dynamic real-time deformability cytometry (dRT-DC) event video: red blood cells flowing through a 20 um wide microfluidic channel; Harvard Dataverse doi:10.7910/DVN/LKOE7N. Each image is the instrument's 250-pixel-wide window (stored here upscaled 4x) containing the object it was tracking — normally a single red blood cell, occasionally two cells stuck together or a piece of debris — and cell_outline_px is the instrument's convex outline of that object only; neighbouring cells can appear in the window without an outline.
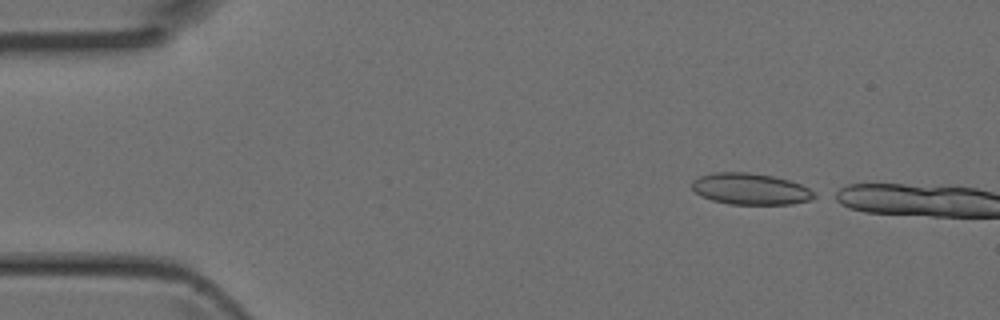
{"species": "Egyptian fruit bat (a non-hibernating species)", "species_latin": "Rousettus aegyptiacus", "temperature_condition": "room temperature", "stored_images_in_passage": 2, "camera_frame_rate_fps": 3000, "um_per_image_px": 0.085, "animal": {"sex": "female"}, "frame": {"image": 1, "passage_image": 1, "time_ms": 0.0, "image_size_px": [1000, 320], "cell_outline_px": [[820, 196], [812, 200], [792, 204], [728, 204], [712, 200], [696, 192], [692, 188], [692, 180], [700, 176], [712, 172], [748, 172], [772, 176], [788, 180], [800, 184], [816, 192]], "centroid_in_image_um": [63.84, 16.06], "position_along_channel_um": 21.2, "area_um2": 22.48}}